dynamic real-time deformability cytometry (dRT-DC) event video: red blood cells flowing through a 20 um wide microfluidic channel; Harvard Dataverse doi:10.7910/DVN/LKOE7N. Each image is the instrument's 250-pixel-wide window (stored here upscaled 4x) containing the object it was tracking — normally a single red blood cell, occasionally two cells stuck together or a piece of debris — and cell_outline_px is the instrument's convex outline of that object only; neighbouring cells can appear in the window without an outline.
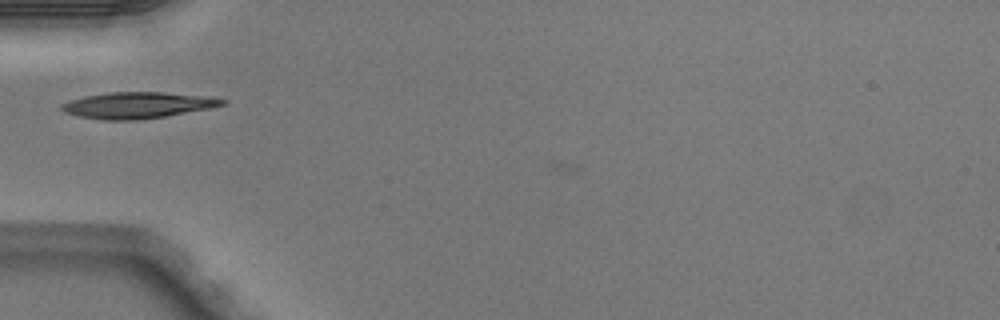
{"species": "Egyptian fruit bat (a non-hibernating species)", "species_latin": "Rousettus aegyptiacus", "temperature_condition": "warm", "stored_images_in_passage": 32, "camera_frame_rate_fps": 3000, "um_per_image_px": 0.085, "animal": {"sex": "male"}, "frame": {"image": 1, "passage_image": 2, "time_ms": 0.333, "image_size_px": [1000, 320], "cell_outline_px": [[228, 100], [224, 104], [212, 108], [164, 116], [136, 120], [100, 120], [80, 116], [64, 112], [60, 108], [60, 104], [84, 96], [112, 92], [164, 92], [200, 96]], "centroid_in_image_um": [11.66, 8.95], "position_along_channel_um": 73.3, "area_um2": 24.28}}
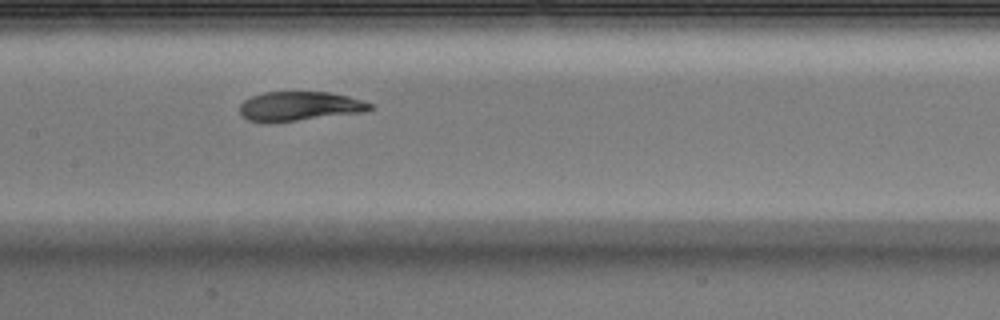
{"frame": {"image": 2, "passage_image": 10, "time_ms": 3.0, "image_size_px": [1000, 320], "cell_outline_px": [[372, 108], [364, 112], [296, 120], [248, 120], [240, 116], [240, 104], [244, 100], [252, 96], [264, 92], [328, 92], [348, 96], [372, 104]], "centroid_in_image_um": [25.46, 9.0], "position_along_channel_um": 181.9, "area_um2": 21.56}}
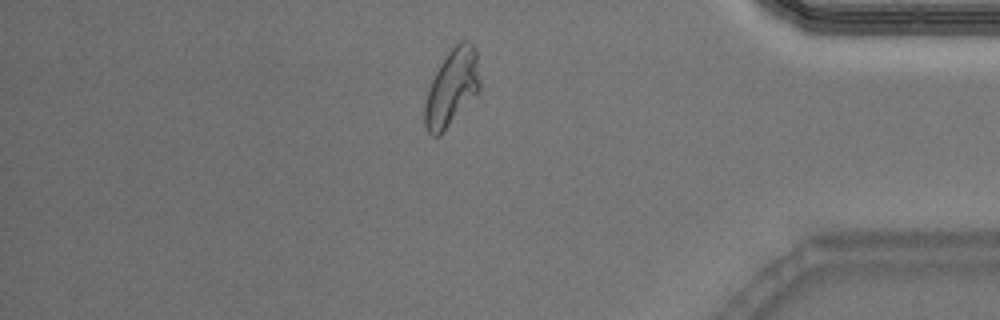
{"frame": {"image": 3, "passage_image": 28, "time_ms": 9.0, "image_size_px": [1000, 320], "cell_outline_px": [[480, 88], [440, 136], [432, 136], [428, 132], [424, 124], [424, 108], [428, 92], [432, 80], [440, 64], [448, 52], [460, 40], [464, 40], [472, 44], [476, 48], [480, 80]], "centroid_in_image_um": [38.4, 7.44], "position_along_channel_um": 396.8, "area_um2": 24.16}}